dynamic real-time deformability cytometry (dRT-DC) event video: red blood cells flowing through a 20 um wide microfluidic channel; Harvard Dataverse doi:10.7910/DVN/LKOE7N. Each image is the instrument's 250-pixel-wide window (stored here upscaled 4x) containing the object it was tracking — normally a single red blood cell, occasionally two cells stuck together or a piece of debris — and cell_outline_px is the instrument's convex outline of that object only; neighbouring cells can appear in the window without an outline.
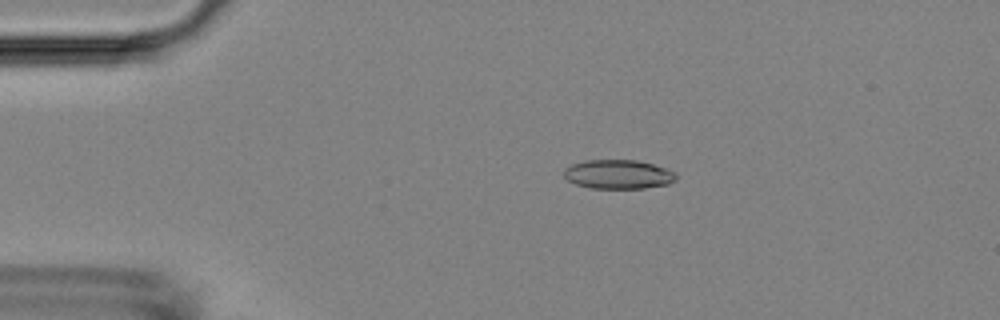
{"species": "Egyptian fruit bat (a non-hibernating species)", "species_latin": "Rousettus aegyptiacus", "temperature_condition": "room temperature", "stored_images_in_passage": 53, "camera_frame_rate_fps": 3000, "um_per_image_px": 0.085, "animal": {"sex": "female"}, "frame": {"image": 1, "passage_image": 11, "time_ms": 3.333, "image_size_px": [1000, 320], "cell_outline_px": [[676, 180], [668, 184], [644, 188], [592, 188], [576, 184], [568, 180], [564, 176], [564, 168], [572, 164], [584, 160], [636, 160], [668, 168], [676, 172]], "centroid_in_image_um": [52.57, 14.81], "position_along_channel_um": 32.4, "area_um2": 19.07}}
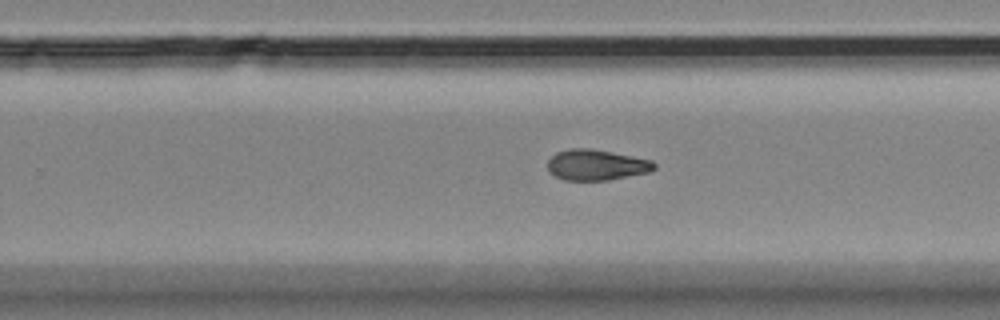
{"frame": {"image": 2, "passage_image": 34, "time_ms": 11.0, "image_size_px": [1000, 320], "cell_outline_px": [[656, 168], [652, 172], [608, 180], [564, 180], [548, 172], [548, 160], [556, 152], [568, 148], [588, 148], [612, 152], [652, 160], [656, 164]], "centroid_in_image_um": [50.7, 14.02], "position_along_channel_um": 279.1, "area_um2": 19.25}}
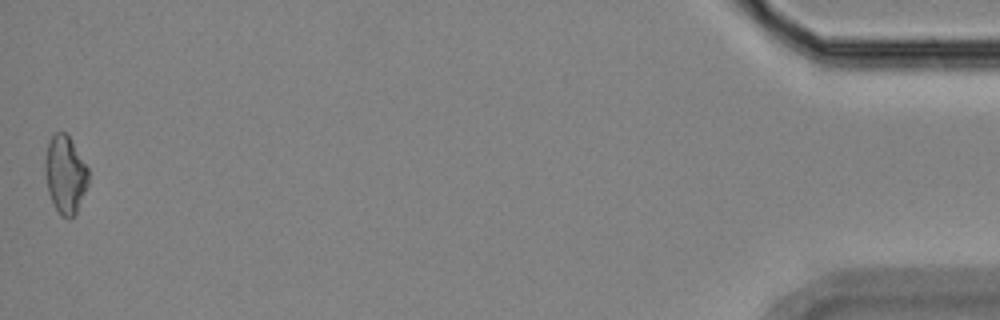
{"frame": {"image": 3, "passage_image": 53, "time_ms": 17.333, "image_size_px": [1000, 320], "cell_outline_px": [[88, 184], [76, 212], [68, 220], [60, 216], [48, 192], [44, 172], [44, 160], [48, 144], [52, 136], [56, 132], [64, 132], [68, 136], [88, 168]], "centroid_in_image_um": [5.52, 14.86], "position_along_channel_um": 429.7, "area_um2": 19.42}, "authors_computed_cell_mechanics": {"area_um2": 19.4208, "velocity_mm_per_s": 3.7973, "shape_relaxation_time_tau1_ms": 8.4819, "shape_relaxation_time_tau2_ms": 5.1116, "deformation_change_tau1": 0.1913, "deformation_change_tau2": 0.1247}}